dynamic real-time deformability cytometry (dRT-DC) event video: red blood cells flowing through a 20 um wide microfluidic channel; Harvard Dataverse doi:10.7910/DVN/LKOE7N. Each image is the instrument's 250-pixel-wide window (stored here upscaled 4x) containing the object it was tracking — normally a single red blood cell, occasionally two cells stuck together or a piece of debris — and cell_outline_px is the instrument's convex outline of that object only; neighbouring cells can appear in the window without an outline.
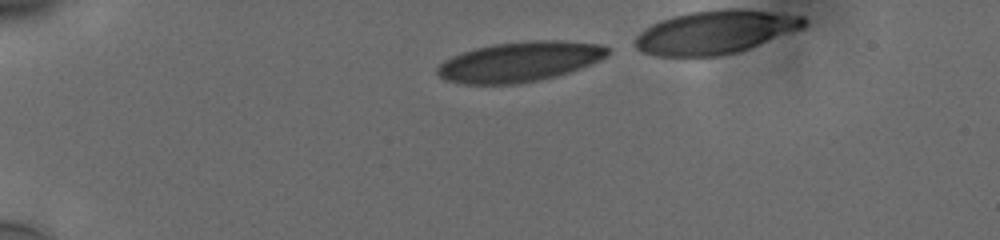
{"species": "human", "species_latin": "Homo sapiens", "temperature_condition": "cold", "stored_images_in_passage": 39, "camera_frame_rate_fps": 3000, "um_per_image_px": 0.085, "donor": {"sex": "male"}, "frame": {"image": 1, "passage_image": 2, "time_ms": 0.333, "image_size_px": [1000, 240], "cell_outline_px": [[608, 52], [604, 56], [580, 68], [556, 76], [520, 84], [468, 84], [448, 80], [440, 76], [436, 72], [436, 68], [444, 60], [452, 56], [476, 48], [492, 44], [536, 40], [556, 40], [596, 44], [608, 48]], "centroid_in_image_um": [44.11, 5.25], "position_along_channel_um": 40.9, "area_um2": 39.02}}
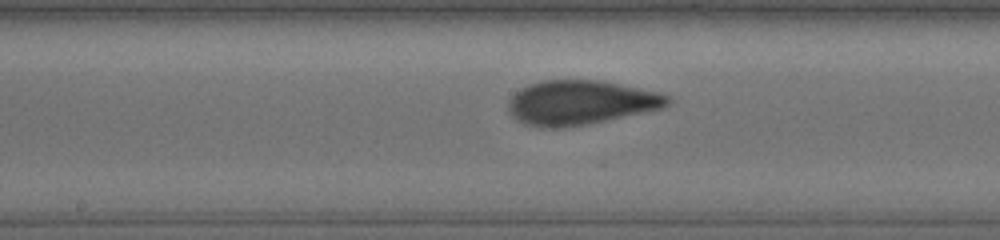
{"frame": {"image": 2, "passage_image": 19, "time_ms": 6.0, "image_size_px": [1000, 240], "cell_outline_px": [[668, 104], [660, 108], [588, 124], [560, 128], [540, 128], [524, 124], [516, 120], [512, 116], [508, 108], [508, 104], [512, 96], [520, 88], [528, 84], [544, 80], [600, 80], [660, 92], [668, 96]], "centroid_in_image_um": [49.28, 8.72], "position_along_channel_um": 198.9, "area_um2": 40.98}}
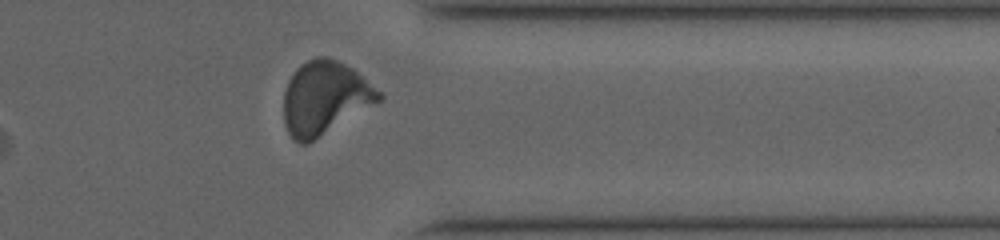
{"frame": {"image": 3, "passage_image": 34, "time_ms": 11.0, "image_size_px": [1000, 240], "cell_outline_px": [[384, 96], [380, 100], [308, 144], [300, 144], [292, 140], [284, 124], [284, 92], [288, 80], [296, 68], [300, 64], [316, 56], [328, 56], [352, 68], [364, 76]], "centroid_in_image_um": [27.57, 8.32], "position_along_channel_um": 383.8, "area_um2": 40.58}}